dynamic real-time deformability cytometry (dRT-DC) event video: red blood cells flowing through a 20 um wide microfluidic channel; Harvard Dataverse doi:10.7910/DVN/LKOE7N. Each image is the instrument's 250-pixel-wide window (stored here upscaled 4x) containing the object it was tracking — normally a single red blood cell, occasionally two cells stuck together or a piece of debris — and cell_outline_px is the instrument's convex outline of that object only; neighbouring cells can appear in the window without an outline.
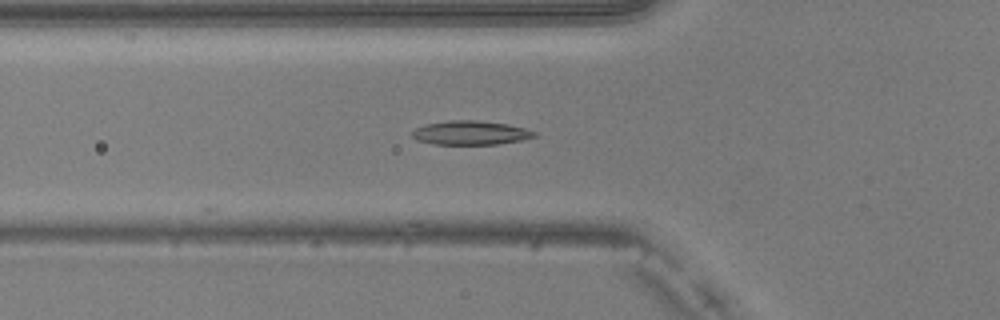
{"species": "common noctule bat (a hibernating species)", "species_latin": "Nyctalus noctula", "temperature_condition": "warm", "stored_images_in_passage": 14, "camera_frame_rate_fps": 3000, "um_per_image_px": 0.085, "animal": {"sex": "male", "body_mass_g": 20.5, "forearm_length_mm": 52.5}, "frame": {"image": 1, "passage_image": 4, "time_ms": 1.0, "image_size_px": [1000, 320], "cell_outline_px": [[536, 136], [520, 140], [496, 144], [432, 144], [416, 140], [412, 136], [412, 132], [416, 128], [428, 124], [448, 120], [476, 120], [508, 124], [524, 128], [536, 132]], "centroid_in_image_um": [39.98, 11.28], "position_along_channel_um": 85.8, "area_um2": 16.94}}
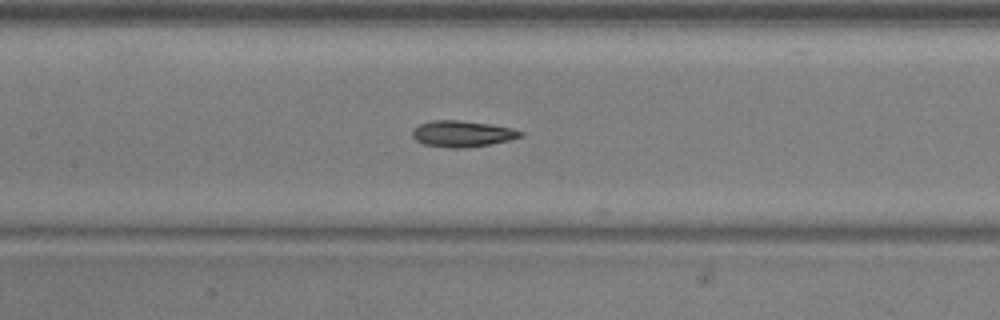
{"frame": {"image": 2, "passage_image": 10, "time_ms": 3.0, "image_size_px": [1000, 320], "cell_outline_px": [[524, 136], [508, 140], [488, 144], [464, 148], [448, 148], [424, 144], [416, 140], [412, 136], [412, 128], [420, 124], [432, 120], [460, 120], [492, 124], [512, 128], [524, 132]], "centroid_in_image_um": [39.28, 11.36], "position_along_channel_um": 168.1, "area_um2": 16.59}}
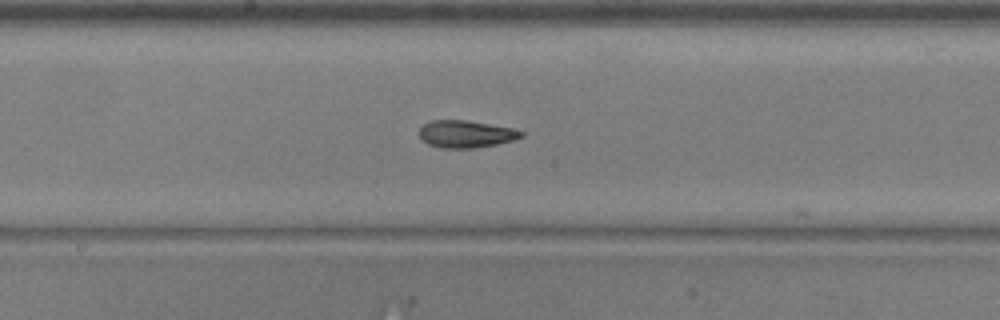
{"frame": {"image": 3, "passage_image": 13, "time_ms": 4.0, "image_size_px": [1000, 320], "cell_outline_px": [[524, 136], [516, 140], [476, 148], [440, 148], [428, 144], [420, 136], [420, 128], [424, 124], [432, 120], [468, 120], [512, 128], [524, 132]], "centroid_in_image_um": [39.64, 11.39], "position_along_channel_um": 208.6, "area_um2": 16.24}}